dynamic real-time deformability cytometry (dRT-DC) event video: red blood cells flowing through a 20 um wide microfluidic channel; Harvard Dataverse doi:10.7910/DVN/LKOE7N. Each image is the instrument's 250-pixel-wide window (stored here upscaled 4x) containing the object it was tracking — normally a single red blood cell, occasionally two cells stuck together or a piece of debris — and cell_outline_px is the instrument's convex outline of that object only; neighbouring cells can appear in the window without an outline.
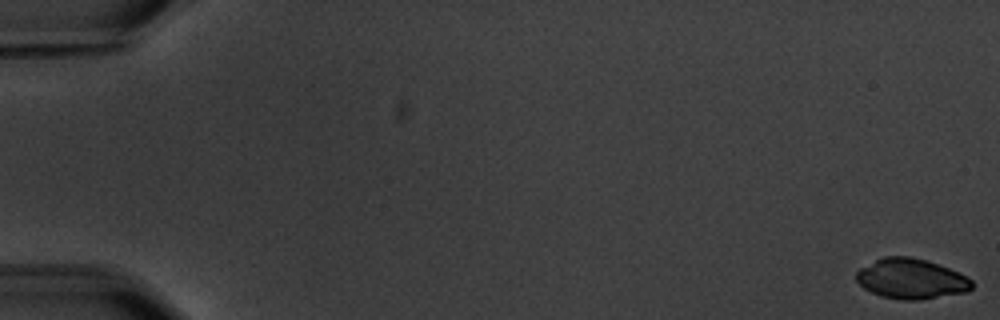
{"species": "common noctule bat (a hibernating species)", "species_latin": "Nyctalus noctula", "temperature_condition": "warm", "stored_images_in_passage": 7, "camera_frame_rate_fps": 3000, "um_per_image_px": 0.085, "animal": {"sex": "male", "body_mass_g": 20.1, "forearm_length_mm": 53.5}, "frame": {"image": 1, "passage_image": 1, "time_ms": 0.0, "image_size_px": [1000, 320], "cell_outline_px": [[972, 288], [968, 292], [920, 300], [904, 300], [880, 296], [864, 288], [856, 280], [856, 272], [860, 268], [884, 256], [908, 256], [924, 260], [948, 268], [968, 276], [972, 280]], "centroid_in_image_um": [77.46, 23.71], "position_along_channel_um": 7.5, "area_um2": 26.99}}
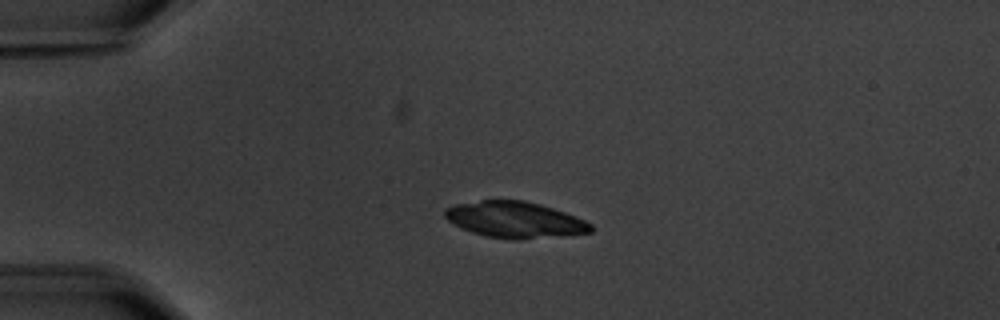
{"frame": {"image": 2, "passage_image": 5, "time_ms": 4.667, "image_size_px": [1000, 320], "cell_outline_px": [[592, 232], [520, 240], [512, 240], [488, 236], [472, 232], [460, 228], [448, 220], [444, 216], [444, 208], [456, 204], [480, 200], [524, 200], [540, 204], [576, 216], [592, 224]], "centroid_in_image_um": [43.74, 18.67], "position_along_channel_um": 41.3, "area_um2": 30.75}}